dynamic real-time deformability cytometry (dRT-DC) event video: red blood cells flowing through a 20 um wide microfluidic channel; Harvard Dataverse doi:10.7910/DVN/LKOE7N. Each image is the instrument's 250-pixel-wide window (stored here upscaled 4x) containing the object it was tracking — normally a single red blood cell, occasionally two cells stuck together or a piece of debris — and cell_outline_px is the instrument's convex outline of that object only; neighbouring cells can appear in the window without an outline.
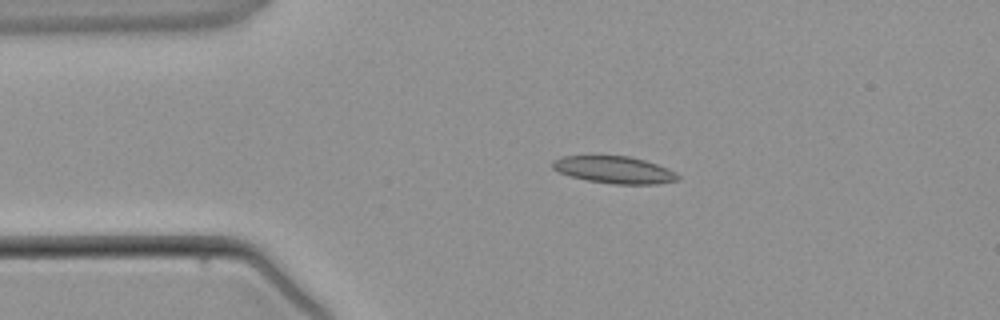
{"species": "common noctule bat (a hibernating species)", "species_latin": "Nyctalus noctula", "temperature_condition": "warm", "stored_images_in_passage": 4, "camera_frame_rate_fps": 3000, "um_per_image_px": 0.085, "animal": {"sex": "male", "body_mass_g": 21.5, "forearm_length_mm": 52.0}, "frame": {"image": 1, "passage_image": 3, "time_ms": 2.667, "image_size_px": [1000, 320], "cell_outline_px": [[680, 180], [656, 184], [612, 184], [588, 180], [572, 176], [560, 172], [552, 168], [552, 160], [564, 156], [628, 156], [644, 160], [668, 168], [676, 172], [680, 176]], "centroid_in_image_um": [52.25, 14.44], "position_along_channel_um": 32.7, "area_um2": 19.71}}